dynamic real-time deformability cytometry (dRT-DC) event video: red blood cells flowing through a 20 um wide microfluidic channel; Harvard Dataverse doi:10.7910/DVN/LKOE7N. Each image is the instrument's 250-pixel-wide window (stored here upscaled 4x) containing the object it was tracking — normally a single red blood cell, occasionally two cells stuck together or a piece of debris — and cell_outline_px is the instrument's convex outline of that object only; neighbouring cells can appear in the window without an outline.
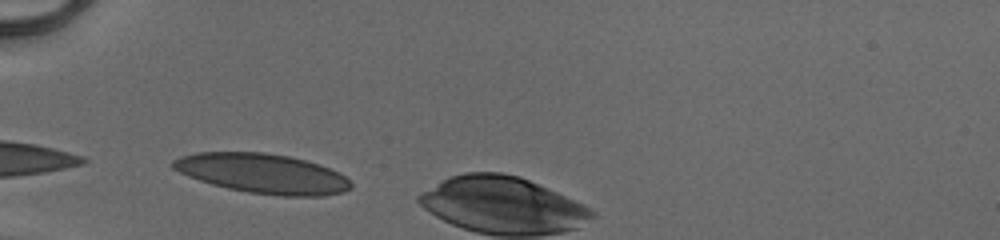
{"species": "human", "species_latin": "Homo sapiens", "temperature_condition": "cold", "stored_images_in_passage": 5, "camera_frame_rate_fps": 3000, "um_per_image_px": 0.085, "donor": {"sex": "male"}, "frame": {"image": 1, "passage_image": 2, "time_ms": 0.333, "image_size_px": [1000, 240], "cell_outline_px": [[352, 188], [344, 192], [324, 196], [284, 196], [248, 192], [228, 188], [212, 184], [188, 176], [172, 168], [172, 160], [180, 156], [196, 152], [264, 152], [288, 156], [304, 160], [340, 172], [352, 184]], "centroid_in_image_um": [22.32, 14.75], "position_along_channel_um": 62.7, "area_um2": 40.98}}